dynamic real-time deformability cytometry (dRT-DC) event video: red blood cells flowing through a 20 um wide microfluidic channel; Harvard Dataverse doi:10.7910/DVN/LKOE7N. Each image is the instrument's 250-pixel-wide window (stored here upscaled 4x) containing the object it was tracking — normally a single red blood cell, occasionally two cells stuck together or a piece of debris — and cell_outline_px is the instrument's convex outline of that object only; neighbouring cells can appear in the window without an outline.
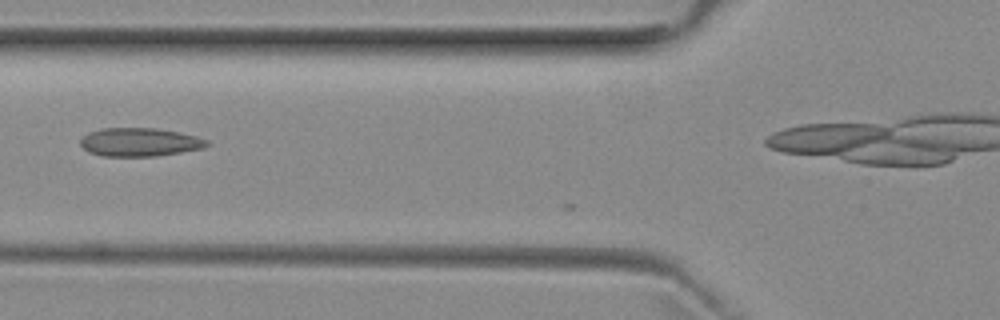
{"species": "common noctule bat (a hibernating species)", "species_latin": "Nyctalus noctula", "temperature_condition": "room temperature", "stored_images_in_passage": 4, "camera_frame_rate_fps": 3000, "um_per_image_px": 0.085, "animal": {"sex": "female", "body_mass_g": 29.2, "forearm_length_mm": 56.3}, "frame": {"image": 1, "passage_image": 3, "time_ms": 0.667, "image_size_px": [1000, 320], "cell_outline_px": [[208, 144], [204, 148], [156, 156], [104, 156], [88, 152], [80, 144], [80, 140], [88, 132], [104, 128], [156, 128], [180, 132], [196, 136], [208, 140]], "centroid_in_image_um": [11.87, 12.08], "position_along_channel_um": 113.9, "area_um2": 20.92}}